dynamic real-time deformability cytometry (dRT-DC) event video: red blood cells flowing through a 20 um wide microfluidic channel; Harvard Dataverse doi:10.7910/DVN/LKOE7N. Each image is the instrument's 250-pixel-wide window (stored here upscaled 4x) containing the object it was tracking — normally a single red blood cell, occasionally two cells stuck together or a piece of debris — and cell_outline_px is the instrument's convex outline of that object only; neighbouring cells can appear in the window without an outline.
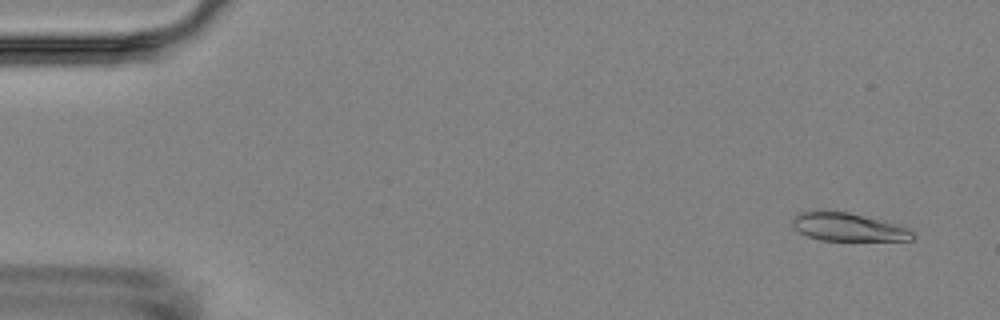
{"species": "Egyptian fruit bat (a non-hibernating species)", "species_latin": "Rousettus aegyptiacus", "temperature_condition": "room temperature", "stored_images_in_passage": 5, "camera_frame_rate_fps": 3000, "um_per_image_px": 0.085, "animal": {"sex": "female"}, "frame": {"image": 1, "passage_image": 2, "time_ms": 1.0, "image_size_px": [1000, 320], "cell_outline_px": [[916, 236], [912, 240], [820, 240], [808, 236], [800, 232], [792, 224], [792, 220], [800, 212], [824, 208], [848, 212], [900, 224], [912, 228]], "centroid_in_image_um": [72.14, 19.27], "position_along_channel_um": 12.9, "area_um2": 20.23}}